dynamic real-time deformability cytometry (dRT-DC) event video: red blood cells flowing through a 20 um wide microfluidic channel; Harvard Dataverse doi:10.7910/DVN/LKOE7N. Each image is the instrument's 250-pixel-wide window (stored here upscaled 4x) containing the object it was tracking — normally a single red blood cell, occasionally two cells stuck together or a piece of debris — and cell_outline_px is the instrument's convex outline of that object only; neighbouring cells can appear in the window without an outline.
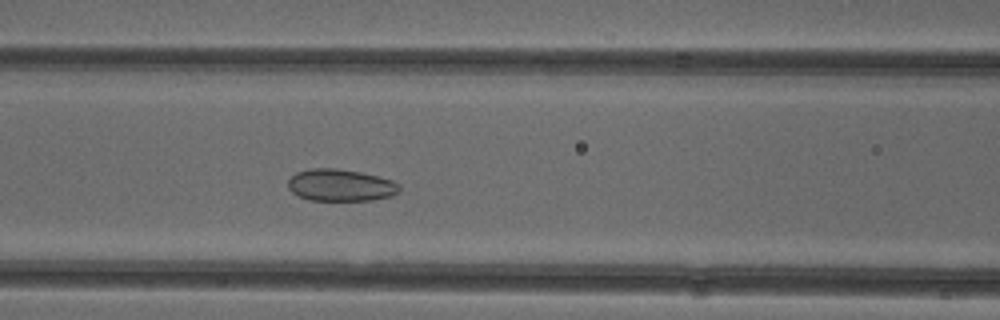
{"species": "common noctule bat (a hibernating species)", "species_latin": "Nyctalus noctula", "temperature_condition": "cold", "stored_images_in_passage": 49, "camera_frame_rate_fps": 3000, "um_per_image_px": 0.085, "animal": {"sex": "female"}, "frame": {"image": 1, "passage_image": 19, "time_ms": 6.0, "image_size_px": [1000, 320], "cell_outline_px": [[400, 192], [392, 196], [372, 200], [308, 200], [292, 192], [288, 188], [288, 180], [296, 172], [308, 168], [336, 168], [360, 172], [392, 180], [400, 184]], "centroid_in_image_um": [28.95, 15.74], "position_along_channel_um": 137.6, "area_um2": 20.87}}
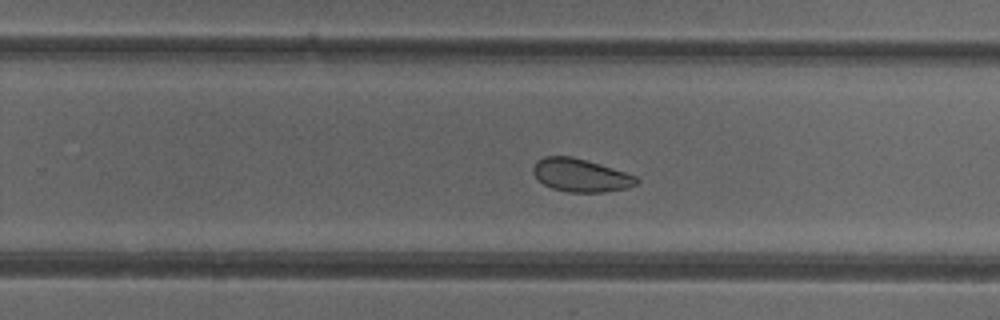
{"frame": {"image": 2, "passage_image": 30, "time_ms": 9.667, "image_size_px": [1000, 320], "cell_outline_px": [[640, 180], [636, 184], [628, 188], [604, 192], [568, 192], [552, 188], [536, 180], [532, 172], [532, 168], [536, 160], [544, 156], [572, 156], [600, 164], [636, 176]], "centroid_in_image_um": [49.31, 14.89], "position_along_channel_um": 280.5, "area_um2": 20.06}}
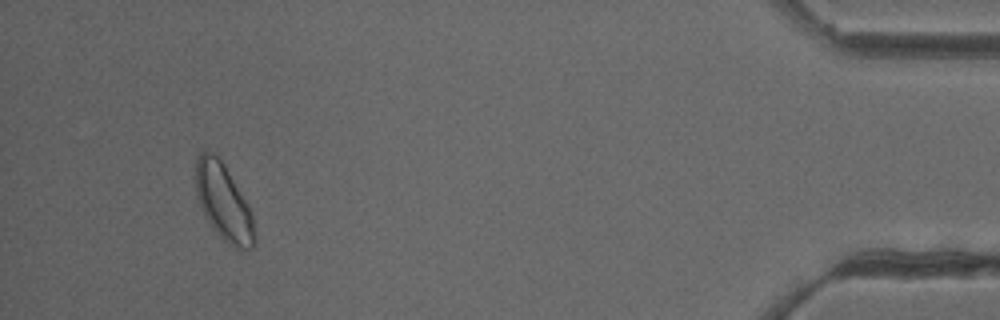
{"frame": {"image": 3, "passage_image": 46, "time_ms": 15.0, "image_size_px": [1000, 320], "cell_outline_px": [[256, 244], [252, 248], [244, 252], [240, 252], [232, 248], [212, 228], [200, 208], [196, 192], [196, 160], [200, 148], [212, 152], [220, 156], [248, 204], [252, 216], [256, 236]], "centroid_in_image_um": [19.01, 17.2], "position_along_channel_um": 416.2, "area_um2": 26.99}, "authors_computed_cell_mechanics": {"area_um2": 23.0622, "velocity_mm_per_s": 3.9096, "shape_relaxation_time_tau1_ms": null, "shape_relaxation_time_tau2_ms": 6.8483, "deformation_change_tau1": null, "deformation_change_tau2": 0.0975}}